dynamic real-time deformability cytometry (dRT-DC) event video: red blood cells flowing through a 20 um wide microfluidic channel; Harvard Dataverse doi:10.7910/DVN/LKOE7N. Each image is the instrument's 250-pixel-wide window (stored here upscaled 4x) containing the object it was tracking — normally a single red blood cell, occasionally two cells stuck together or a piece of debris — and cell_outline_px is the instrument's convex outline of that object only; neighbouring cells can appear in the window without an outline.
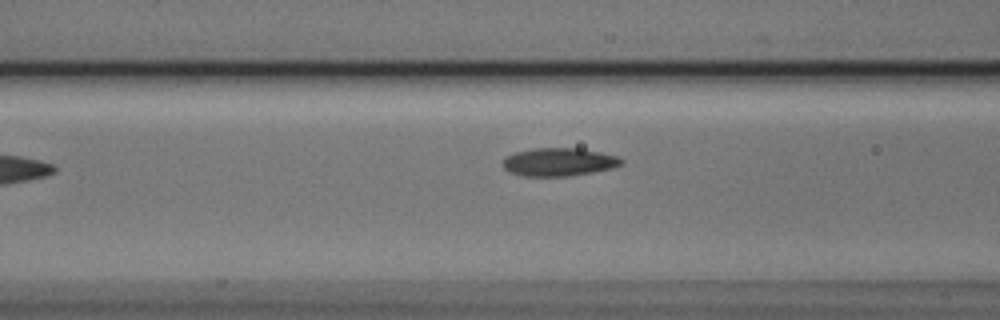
{"species": "Egyptian fruit bat (a non-hibernating species)", "species_latin": "Rousettus aegyptiacus", "temperature_condition": "cold", "stored_images_in_passage": 5, "camera_frame_rate_fps": 3000, "um_per_image_px": 0.085, "animal": {"sex": "male"}, "frame": {"image": 1, "passage_image": 4, "time_ms": 1.0, "image_size_px": [1000, 320], "cell_outline_px": [[624, 160], [620, 164], [612, 168], [592, 172], [568, 176], [524, 176], [512, 172], [504, 168], [504, 156], [516, 152], [532, 148], [580, 148], [600, 152], [616, 156]], "centroid_in_image_um": [47.5, 13.76], "position_along_channel_um": 119.1, "area_um2": 19.25}}
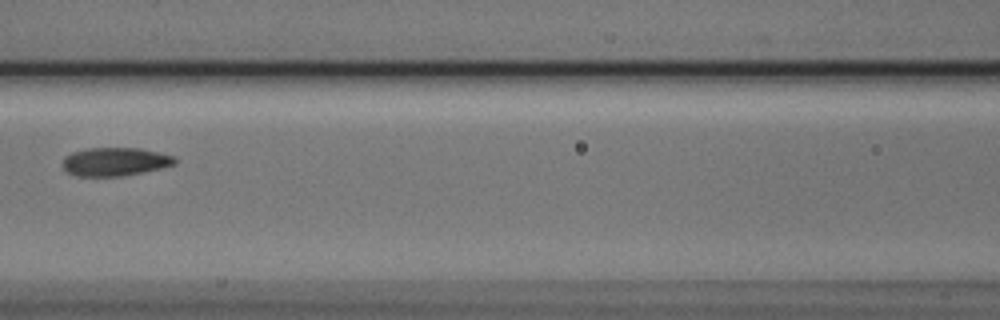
{"frame": {"image": 2, "passage_image": 5, "time_ms": 1.333, "image_size_px": [1000, 320], "cell_outline_px": [[176, 164], [160, 168], [120, 176], [76, 176], [68, 172], [64, 168], [64, 156], [72, 152], [88, 148], [140, 148], [160, 152], [176, 156]], "centroid_in_image_um": [9.8, 13.73], "position_along_channel_um": 156.8, "area_um2": 18.5}}